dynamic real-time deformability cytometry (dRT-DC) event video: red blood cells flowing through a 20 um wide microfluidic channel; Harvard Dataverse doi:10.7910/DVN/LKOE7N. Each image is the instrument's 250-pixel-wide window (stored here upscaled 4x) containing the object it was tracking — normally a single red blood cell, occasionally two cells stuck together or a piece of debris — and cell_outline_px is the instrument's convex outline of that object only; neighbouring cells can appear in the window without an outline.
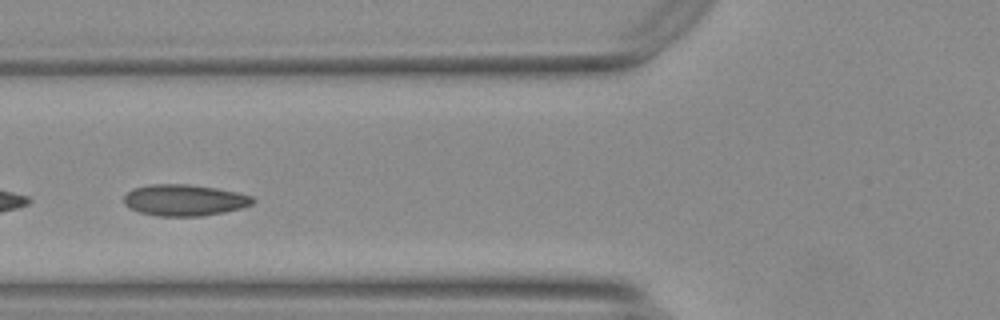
{"species": "Egyptian fruit bat (a non-hibernating species)", "species_latin": "Rousettus aegyptiacus", "temperature_condition": "warm", "stored_images_in_passage": 37, "camera_frame_rate_fps": 3000, "um_per_image_px": 0.085, "animal": {"sex": "female"}, "frame": {"image": 1, "passage_image": 14, "time_ms": 4.333, "image_size_px": [1000, 320], "cell_outline_px": [[256, 200], [252, 204], [240, 208], [224, 212], [200, 216], [156, 216], [140, 212], [128, 208], [124, 204], [124, 196], [132, 188], [152, 184], [188, 184], [216, 188], [236, 192], [252, 196]], "centroid_in_image_um": [15.65, 17.01], "position_along_channel_um": 110.2, "area_um2": 23.58}}
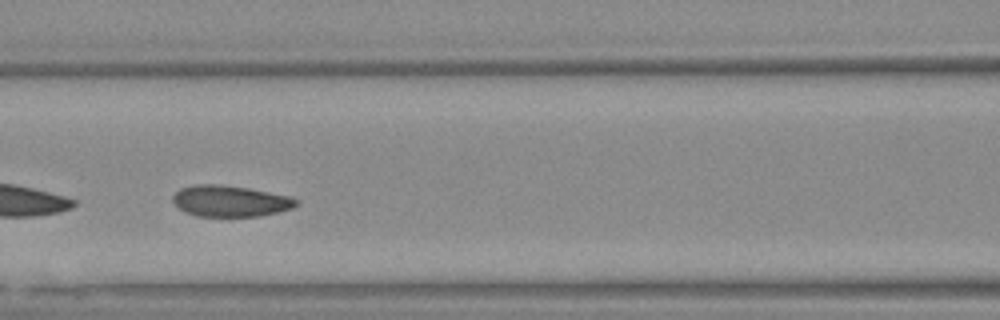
{"frame": {"image": 2, "passage_image": 17, "time_ms": 5.333, "image_size_px": [1000, 320], "cell_outline_px": [[300, 204], [292, 208], [260, 216], [196, 216], [180, 208], [172, 200], [172, 196], [180, 188], [196, 184], [216, 184], [248, 188], [288, 196], [300, 200]], "centroid_in_image_um": [19.58, 17.08], "position_along_channel_um": 147.0, "area_um2": 22.25}, "authors_computed_cell_mechanics": {"area_um2": 22.9466, "velocity_mm_per_s": 3.6793, "shape_relaxation_time_tau1_ms": 4.4978, "shape_relaxation_time_tau2_ms": 1.9945, "deformation_change_tau1": 0.0943, "deformation_change_tau2": 0.0597}}